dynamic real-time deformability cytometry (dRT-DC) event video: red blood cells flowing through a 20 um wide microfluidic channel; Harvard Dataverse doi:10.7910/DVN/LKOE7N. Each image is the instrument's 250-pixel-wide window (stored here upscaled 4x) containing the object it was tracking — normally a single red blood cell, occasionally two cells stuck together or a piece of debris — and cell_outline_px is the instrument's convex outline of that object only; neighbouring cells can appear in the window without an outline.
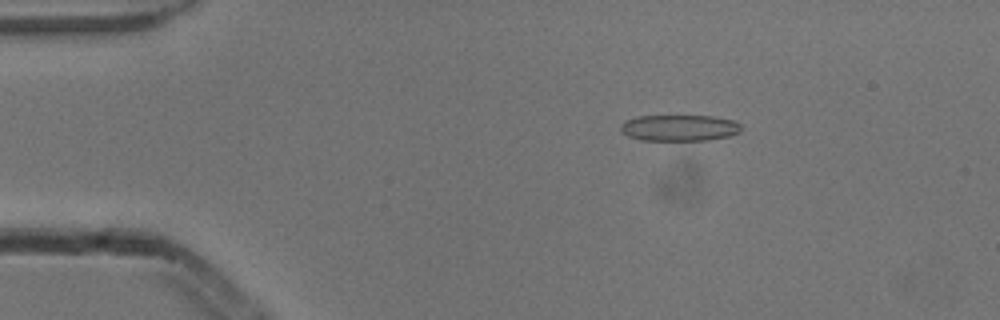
{"species": "common noctule bat (a hibernating species)", "species_latin": "Nyctalus noctula", "temperature_condition": "cold", "stored_images_in_passage": 53, "camera_frame_rate_fps": 3000, "um_per_image_px": 0.085, "animal": {"sex": "male", "body_mass_g": 13.3}, "frame": {"image": 1, "passage_image": 9, "time_ms": 2.667, "image_size_px": [1000, 320], "cell_outline_px": [[740, 132], [732, 136], [708, 140], [640, 140], [628, 136], [620, 132], [620, 124], [624, 120], [636, 116], [712, 116], [736, 120], [740, 124]], "centroid_in_image_um": [57.73, 10.87], "position_along_channel_um": 27.3, "area_um2": 18.73}}
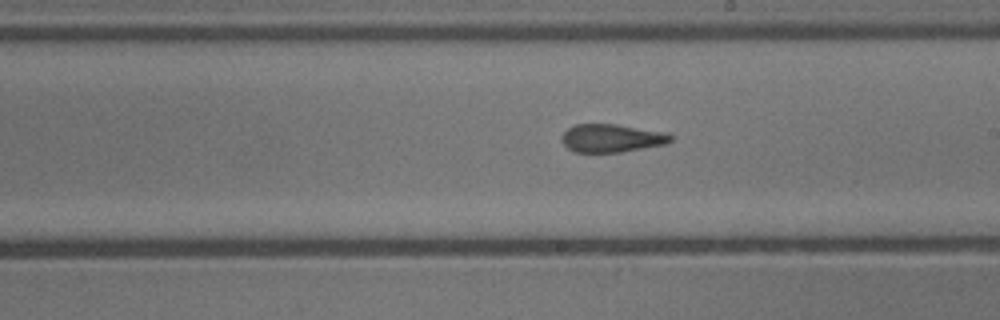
{"frame": {"image": 2, "passage_image": 30, "time_ms": 9.667, "image_size_px": [1000, 320], "cell_outline_px": [[672, 140], [664, 144], [620, 152], [572, 152], [560, 140], [560, 136], [568, 128], [576, 124], [616, 124], [664, 132], [672, 136]], "centroid_in_image_um": [51.93, 11.74], "position_along_channel_um": 237.1, "area_um2": 17.74}}
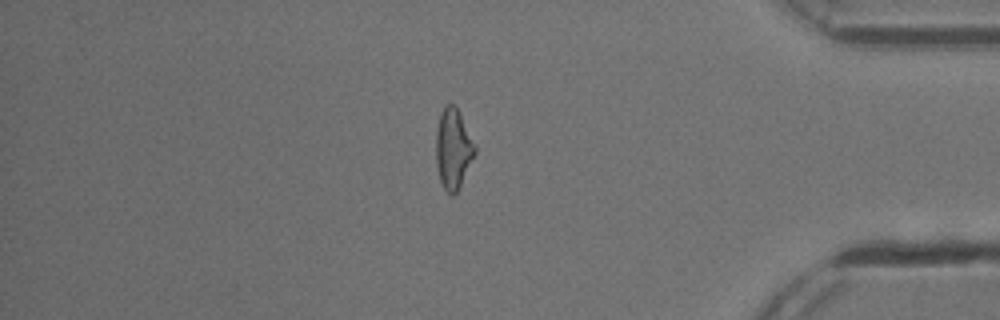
{"frame": {"image": 3, "passage_image": 45, "time_ms": 14.667, "image_size_px": [1000, 320], "cell_outline_px": [[476, 152], [460, 188], [452, 196], [444, 188], [440, 180], [436, 164], [436, 132], [440, 112], [444, 104], [456, 104], [476, 144]], "centroid_in_image_um": [38.53, 12.6], "position_along_channel_um": 396.7, "area_um2": 18.55}, "authors_computed_cell_mechanics": {"area_um2": 18.6116, "velocity_mm_per_s": 3.8645, "shape_relaxation_time_tau1_ms": null, "shape_relaxation_time_tau2_ms": 1.9247, "deformation_change_tau1": null, "deformation_change_tau2": 0.094}}